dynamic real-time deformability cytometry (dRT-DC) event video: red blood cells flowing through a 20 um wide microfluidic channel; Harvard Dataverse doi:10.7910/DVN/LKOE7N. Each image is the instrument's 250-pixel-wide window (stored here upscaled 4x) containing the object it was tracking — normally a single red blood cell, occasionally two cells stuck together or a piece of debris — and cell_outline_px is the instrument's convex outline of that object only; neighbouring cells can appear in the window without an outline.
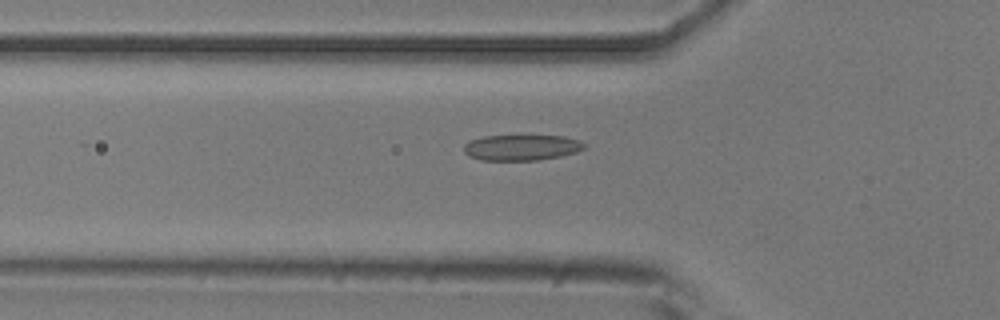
{"species": "common noctule bat (a hibernating species)", "species_latin": "Nyctalus noctula", "temperature_condition": "room temperature", "stored_images_in_passage": 3, "camera_frame_rate_fps": 3000, "um_per_image_px": 0.085, "animal": {"sex": "male", "body_mass_g": 20.5, "forearm_length_mm": 52.5}, "frame": {"image": 1, "passage_image": 3, "time_ms": 2.333, "image_size_px": [1000, 320], "cell_outline_px": [[588, 144], [584, 148], [576, 152], [560, 156], [536, 160], [480, 160], [468, 156], [464, 152], [464, 144], [468, 140], [484, 136], [564, 136], [580, 140]], "centroid_in_image_um": [44.32, 12.53], "position_along_channel_um": 81.5, "area_um2": 18.15}}